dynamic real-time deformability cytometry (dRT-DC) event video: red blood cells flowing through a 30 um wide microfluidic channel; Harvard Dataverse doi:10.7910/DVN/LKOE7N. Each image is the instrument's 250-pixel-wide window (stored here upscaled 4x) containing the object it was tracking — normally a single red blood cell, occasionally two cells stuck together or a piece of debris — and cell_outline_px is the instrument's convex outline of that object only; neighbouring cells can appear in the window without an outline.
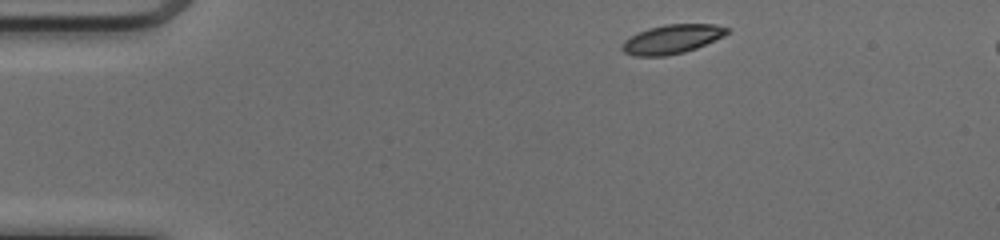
{"species": "common noctule bat (a hibernating species)", "species_latin": "Nyctalus noctula", "temperature_condition": "cold", "stored_images_in_passage": 43, "camera_frame_rate_fps": 3000, "um_per_image_px": 0.085, "animal": {"sex": "female", "body_mass_g": 17.0, "forearm_length_mm": 48.0}, "frame": {"image": 1, "passage_image": 1, "time_ms": 0.0, "image_size_px": [1000, 240], "cell_outline_px": [[728, 32], [696, 48], [680, 52], [660, 56], [640, 56], [624, 52], [624, 44], [632, 36], [640, 32], [652, 28], [668, 24], [712, 24], [728, 28]], "centroid_in_image_um": [57.14, 3.32], "position_along_channel_um": 27.9, "area_um2": 16.65}}
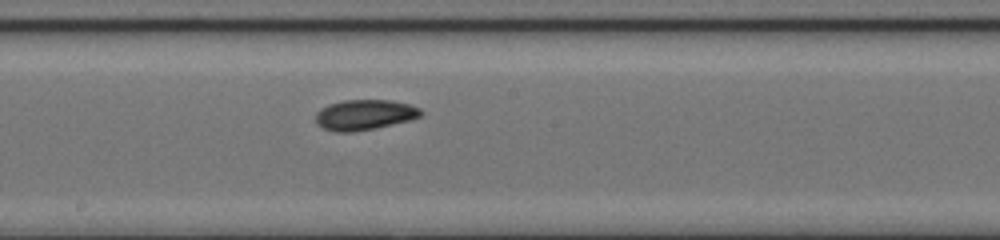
{"frame": {"image": 2, "passage_image": 20, "time_ms": 6.333, "image_size_px": [1000, 240], "cell_outline_px": [[420, 116], [408, 120], [372, 128], [344, 132], [324, 128], [316, 120], [316, 116], [324, 108], [332, 104], [348, 100], [384, 100], [408, 104], [416, 108], [420, 112]], "centroid_in_image_um": [30.99, 9.75], "position_along_channel_um": 217.2, "area_um2": 17.34}}
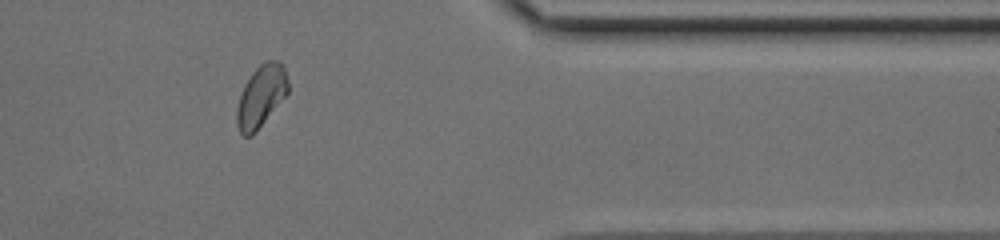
{"frame": {"image": 3, "passage_image": 34, "time_ms": 11.0, "image_size_px": [1000, 240], "cell_outline_px": [[288, 92], [260, 124], [248, 136], [244, 136], [240, 132], [236, 120], [236, 112], [240, 96], [248, 80], [256, 68], [260, 64], [268, 60], [272, 60], [280, 64], [284, 68], [288, 84]], "centroid_in_image_um": [22.18, 8.14], "position_along_channel_um": 389.2, "area_um2": 17.28}, "authors_computed_cell_mechanics": {"area_um2": 17.2822, "velocity_mm_per_s": 4.0971, "shape_relaxation_time_tau1_ms": 3.6537, "shape_relaxation_time_tau2_ms": null, "deformation_change_tau1": 0.1301, "deformation_change_tau2": null}}